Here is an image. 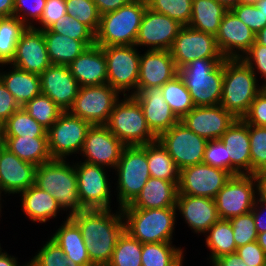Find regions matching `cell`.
<instances>
[{
    "label": "cell",
    "instance_id": "83f0119b",
    "mask_svg": "<svg viewBox=\"0 0 266 266\" xmlns=\"http://www.w3.org/2000/svg\"><path fill=\"white\" fill-rule=\"evenodd\" d=\"M68 67L80 87L107 83V62L100 46L88 47Z\"/></svg>",
    "mask_w": 266,
    "mask_h": 266
},
{
    "label": "cell",
    "instance_id": "d590c367",
    "mask_svg": "<svg viewBox=\"0 0 266 266\" xmlns=\"http://www.w3.org/2000/svg\"><path fill=\"white\" fill-rule=\"evenodd\" d=\"M147 161L151 177L179 183L180 171L158 140L147 143Z\"/></svg>",
    "mask_w": 266,
    "mask_h": 266
},
{
    "label": "cell",
    "instance_id": "bcb514c9",
    "mask_svg": "<svg viewBox=\"0 0 266 266\" xmlns=\"http://www.w3.org/2000/svg\"><path fill=\"white\" fill-rule=\"evenodd\" d=\"M251 174L266 172V127L249 125Z\"/></svg>",
    "mask_w": 266,
    "mask_h": 266
},
{
    "label": "cell",
    "instance_id": "b9f144b4",
    "mask_svg": "<svg viewBox=\"0 0 266 266\" xmlns=\"http://www.w3.org/2000/svg\"><path fill=\"white\" fill-rule=\"evenodd\" d=\"M141 255L142 243L124 231L107 266H142Z\"/></svg>",
    "mask_w": 266,
    "mask_h": 266
},
{
    "label": "cell",
    "instance_id": "9f6ffc18",
    "mask_svg": "<svg viewBox=\"0 0 266 266\" xmlns=\"http://www.w3.org/2000/svg\"><path fill=\"white\" fill-rule=\"evenodd\" d=\"M67 14L65 0H46L43 14L40 18L39 24L41 27L38 30H47L58 19Z\"/></svg>",
    "mask_w": 266,
    "mask_h": 266
},
{
    "label": "cell",
    "instance_id": "7c38bea8",
    "mask_svg": "<svg viewBox=\"0 0 266 266\" xmlns=\"http://www.w3.org/2000/svg\"><path fill=\"white\" fill-rule=\"evenodd\" d=\"M91 124L69 111H63L47 130L48 148L52 159L65 160L72 153L81 152Z\"/></svg>",
    "mask_w": 266,
    "mask_h": 266
},
{
    "label": "cell",
    "instance_id": "680465c9",
    "mask_svg": "<svg viewBox=\"0 0 266 266\" xmlns=\"http://www.w3.org/2000/svg\"><path fill=\"white\" fill-rule=\"evenodd\" d=\"M20 108L12 94L0 80V122L2 124Z\"/></svg>",
    "mask_w": 266,
    "mask_h": 266
},
{
    "label": "cell",
    "instance_id": "f907efd6",
    "mask_svg": "<svg viewBox=\"0 0 266 266\" xmlns=\"http://www.w3.org/2000/svg\"><path fill=\"white\" fill-rule=\"evenodd\" d=\"M45 3L46 0H14L13 16L19 18L27 27H34L32 22L34 19L36 22L40 21Z\"/></svg>",
    "mask_w": 266,
    "mask_h": 266
},
{
    "label": "cell",
    "instance_id": "ab89813d",
    "mask_svg": "<svg viewBox=\"0 0 266 266\" xmlns=\"http://www.w3.org/2000/svg\"><path fill=\"white\" fill-rule=\"evenodd\" d=\"M2 137H48L44 129L22 107L16 110L3 124Z\"/></svg>",
    "mask_w": 266,
    "mask_h": 266
},
{
    "label": "cell",
    "instance_id": "91938a15",
    "mask_svg": "<svg viewBox=\"0 0 266 266\" xmlns=\"http://www.w3.org/2000/svg\"><path fill=\"white\" fill-rule=\"evenodd\" d=\"M260 204V207L258 206ZM263 208V209H262ZM264 211V212H263ZM266 203L262 202L257 195V200L252 209L257 234L266 231Z\"/></svg>",
    "mask_w": 266,
    "mask_h": 266
},
{
    "label": "cell",
    "instance_id": "e575fe53",
    "mask_svg": "<svg viewBox=\"0 0 266 266\" xmlns=\"http://www.w3.org/2000/svg\"><path fill=\"white\" fill-rule=\"evenodd\" d=\"M228 9L216 0H192L189 27L216 36Z\"/></svg>",
    "mask_w": 266,
    "mask_h": 266
},
{
    "label": "cell",
    "instance_id": "9c48e42d",
    "mask_svg": "<svg viewBox=\"0 0 266 266\" xmlns=\"http://www.w3.org/2000/svg\"><path fill=\"white\" fill-rule=\"evenodd\" d=\"M257 192L256 174L232 176L214 197L220 219L229 220L251 212L257 200L255 195Z\"/></svg>",
    "mask_w": 266,
    "mask_h": 266
},
{
    "label": "cell",
    "instance_id": "484cf974",
    "mask_svg": "<svg viewBox=\"0 0 266 266\" xmlns=\"http://www.w3.org/2000/svg\"><path fill=\"white\" fill-rule=\"evenodd\" d=\"M220 139L230 158V174H251L249 125L243 119H236Z\"/></svg>",
    "mask_w": 266,
    "mask_h": 266
},
{
    "label": "cell",
    "instance_id": "8d00e7d4",
    "mask_svg": "<svg viewBox=\"0 0 266 266\" xmlns=\"http://www.w3.org/2000/svg\"><path fill=\"white\" fill-rule=\"evenodd\" d=\"M183 249L172 242L142 244V266H183Z\"/></svg>",
    "mask_w": 266,
    "mask_h": 266
},
{
    "label": "cell",
    "instance_id": "f35d334b",
    "mask_svg": "<svg viewBox=\"0 0 266 266\" xmlns=\"http://www.w3.org/2000/svg\"><path fill=\"white\" fill-rule=\"evenodd\" d=\"M26 29L27 26L15 16L0 18V67L11 63L17 43Z\"/></svg>",
    "mask_w": 266,
    "mask_h": 266
},
{
    "label": "cell",
    "instance_id": "836d02e7",
    "mask_svg": "<svg viewBox=\"0 0 266 266\" xmlns=\"http://www.w3.org/2000/svg\"><path fill=\"white\" fill-rule=\"evenodd\" d=\"M2 145L21 160L36 166L52 160L48 137H2Z\"/></svg>",
    "mask_w": 266,
    "mask_h": 266
},
{
    "label": "cell",
    "instance_id": "89a4df30",
    "mask_svg": "<svg viewBox=\"0 0 266 266\" xmlns=\"http://www.w3.org/2000/svg\"><path fill=\"white\" fill-rule=\"evenodd\" d=\"M257 243L264 250L266 254V231L262 233H258Z\"/></svg>",
    "mask_w": 266,
    "mask_h": 266
},
{
    "label": "cell",
    "instance_id": "753ad0ef",
    "mask_svg": "<svg viewBox=\"0 0 266 266\" xmlns=\"http://www.w3.org/2000/svg\"><path fill=\"white\" fill-rule=\"evenodd\" d=\"M3 124L0 122V138H2Z\"/></svg>",
    "mask_w": 266,
    "mask_h": 266
},
{
    "label": "cell",
    "instance_id": "e0dca14e",
    "mask_svg": "<svg viewBox=\"0 0 266 266\" xmlns=\"http://www.w3.org/2000/svg\"><path fill=\"white\" fill-rule=\"evenodd\" d=\"M182 26L178 21L147 7L135 46H149L148 50H170Z\"/></svg>",
    "mask_w": 266,
    "mask_h": 266
},
{
    "label": "cell",
    "instance_id": "603a6c76",
    "mask_svg": "<svg viewBox=\"0 0 266 266\" xmlns=\"http://www.w3.org/2000/svg\"><path fill=\"white\" fill-rule=\"evenodd\" d=\"M178 75L170 50H146L140 55L137 91L162 87Z\"/></svg>",
    "mask_w": 266,
    "mask_h": 266
},
{
    "label": "cell",
    "instance_id": "5b68a950",
    "mask_svg": "<svg viewBox=\"0 0 266 266\" xmlns=\"http://www.w3.org/2000/svg\"><path fill=\"white\" fill-rule=\"evenodd\" d=\"M146 8L147 3L144 0H132L118 10L101 15L100 25L95 34V45H135Z\"/></svg>",
    "mask_w": 266,
    "mask_h": 266
},
{
    "label": "cell",
    "instance_id": "003e7915",
    "mask_svg": "<svg viewBox=\"0 0 266 266\" xmlns=\"http://www.w3.org/2000/svg\"><path fill=\"white\" fill-rule=\"evenodd\" d=\"M255 41L266 47V26L255 34Z\"/></svg>",
    "mask_w": 266,
    "mask_h": 266
},
{
    "label": "cell",
    "instance_id": "2e32d148",
    "mask_svg": "<svg viewBox=\"0 0 266 266\" xmlns=\"http://www.w3.org/2000/svg\"><path fill=\"white\" fill-rule=\"evenodd\" d=\"M232 175L220 168L204 163L180 170L178 195H191L214 199Z\"/></svg>",
    "mask_w": 266,
    "mask_h": 266
},
{
    "label": "cell",
    "instance_id": "d4e9b609",
    "mask_svg": "<svg viewBox=\"0 0 266 266\" xmlns=\"http://www.w3.org/2000/svg\"><path fill=\"white\" fill-rule=\"evenodd\" d=\"M36 168V165L21 160L2 145L0 147L1 193L19 194L34 185Z\"/></svg>",
    "mask_w": 266,
    "mask_h": 266
},
{
    "label": "cell",
    "instance_id": "44dd1931",
    "mask_svg": "<svg viewBox=\"0 0 266 266\" xmlns=\"http://www.w3.org/2000/svg\"><path fill=\"white\" fill-rule=\"evenodd\" d=\"M9 65L39 75L52 65L42 30L35 26L27 27L17 43L15 56Z\"/></svg>",
    "mask_w": 266,
    "mask_h": 266
},
{
    "label": "cell",
    "instance_id": "f546056e",
    "mask_svg": "<svg viewBox=\"0 0 266 266\" xmlns=\"http://www.w3.org/2000/svg\"><path fill=\"white\" fill-rule=\"evenodd\" d=\"M62 224L50 238L60 246L65 256L77 265L94 266L78 225L68 216Z\"/></svg>",
    "mask_w": 266,
    "mask_h": 266
},
{
    "label": "cell",
    "instance_id": "6125c7cd",
    "mask_svg": "<svg viewBox=\"0 0 266 266\" xmlns=\"http://www.w3.org/2000/svg\"><path fill=\"white\" fill-rule=\"evenodd\" d=\"M212 266H247L236 253L221 256L212 262Z\"/></svg>",
    "mask_w": 266,
    "mask_h": 266
},
{
    "label": "cell",
    "instance_id": "c3c4849f",
    "mask_svg": "<svg viewBox=\"0 0 266 266\" xmlns=\"http://www.w3.org/2000/svg\"><path fill=\"white\" fill-rule=\"evenodd\" d=\"M29 263L31 266H80L67 258L60 246L51 238Z\"/></svg>",
    "mask_w": 266,
    "mask_h": 266
},
{
    "label": "cell",
    "instance_id": "7bdbcfd3",
    "mask_svg": "<svg viewBox=\"0 0 266 266\" xmlns=\"http://www.w3.org/2000/svg\"><path fill=\"white\" fill-rule=\"evenodd\" d=\"M44 129L48 130L63 112L48 96L40 94L22 107Z\"/></svg>",
    "mask_w": 266,
    "mask_h": 266
},
{
    "label": "cell",
    "instance_id": "816d5d0a",
    "mask_svg": "<svg viewBox=\"0 0 266 266\" xmlns=\"http://www.w3.org/2000/svg\"><path fill=\"white\" fill-rule=\"evenodd\" d=\"M231 11L255 34L266 26V17L257 5L240 3L234 6Z\"/></svg>",
    "mask_w": 266,
    "mask_h": 266
},
{
    "label": "cell",
    "instance_id": "277c9868",
    "mask_svg": "<svg viewBox=\"0 0 266 266\" xmlns=\"http://www.w3.org/2000/svg\"><path fill=\"white\" fill-rule=\"evenodd\" d=\"M242 59L224 60V79L220 105L237 119L248 112L255 97L265 88Z\"/></svg>",
    "mask_w": 266,
    "mask_h": 266
},
{
    "label": "cell",
    "instance_id": "60d3db41",
    "mask_svg": "<svg viewBox=\"0 0 266 266\" xmlns=\"http://www.w3.org/2000/svg\"><path fill=\"white\" fill-rule=\"evenodd\" d=\"M161 90L165 101L179 120L195 107L190 93L179 75L164 84Z\"/></svg>",
    "mask_w": 266,
    "mask_h": 266
},
{
    "label": "cell",
    "instance_id": "94428289",
    "mask_svg": "<svg viewBox=\"0 0 266 266\" xmlns=\"http://www.w3.org/2000/svg\"><path fill=\"white\" fill-rule=\"evenodd\" d=\"M100 15L118 10L132 0H93Z\"/></svg>",
    "mask_w": 266,
    "mask_h": 266
},
{
    "label": "cell",
    "instance_id": "4dcf8cb0",
    "mask_svg": "<svg viewBox=\"0 0 266 266\" xmlns=\"http://www.w3.org/2000/svg\"><path fill=\"white\" fill-rule=\"evenodd\" d=\"M9 72L0 71V80L12 94L20 107L41 94L39 74L21 70L11 66Z\"/></svg>",
    "mask_w": 266,
    "mask_h": 266
},
{
    "label": "cell",
    "instance_id": "d6a6232c",
    "mask_svg": "<svg viewBox=\"0 0 266 266\" xmlns=\"http://www.w3.org/2000/svg\"><path fill=\"white\" fill-rule=\"evenodd\" d=\"M21 195L23 212L33 222L46 223L48 219L55 218L61 209L54 197L36 185L22 191Z\"/></svg>",
    "mask_w": 266,
    "mask_h": 266
},
{
    "label": "cell",
    "instance_id": "30bf717a",
    "mask_svg": "<svg viewBox=\"0 0 266 266\" xmlns=\"http://www.w3.org/2000/svg\"><path fill=\"white\" fill-rule=\"evenodd\" d=\"M107 62V84L119 93L137 92L140 54L135 45L102 47Z\"/></svg>",
    "mask_w": 266,
    "mask_h": 266
},
{
    "label": "cell",
    "instance_id": "ffe728a7",
    "mask_svg": "<svg viewBox=\"0 0 266 266\" xmlns=\"http://www.w3.org/2000/svg\"><path fill=\"white\" fill-rule=\"evenodd\" d=\"M215 38L225 59H241L255 42V33L228 10L222 18Z\"/></svg>",
    "mask_w": 266,
    "mask_h": 266
},
{
    "label": "cell",
    "instance_id": "03108f58",
    "mask_svg": "<svg viewBox=\"0 0 266 266\" xmlns=\"http://www.w3.org/2000/svg\"><path fill=\"white\" fill-rule=\"evenodd\" d=\"M0 266H25V264L18 265L17 258L11 255L9 256L7 252H2L0 245Z\"/></svg>",
    "mask_w": 266,
    "mask_h": 266
},
{
    "label": "cell",
    "instance_id": "9a60e30c",
    "mask_svg": "<svg viewBox=\"0 0 266 266\" xmlns=\"http://www.w3.org/2000/svg\"><path fill=\"white\" fill-rule=\"evenodd\" d=\"M77 187L84 209H110V182L103 166L75 163Z\"/></svg>",
    "mask_w": 266,
    "mask_h": 266
},
{
    "label": "cell",
    "instance_id": "6f0895ef",
    "mask_svg": "<svg viewBox=\"0 0 266 266\" xmlns=\"http://www.w3.org/2000/svg\"><path fill=\"white\" fill-rule=\"evenodd\" d=\"M236 254L247 266H266V254L257 241L238 247Z\"/></svg>",
    "mask_w": 266,
    "mask_h": 266
},
{
    "label": "cell",
    "instance_id": "681fc988",
    "mask_svg": "<svg viewBox=\"0 0 266 266\" xmlns=\"http://www.w3.org/2000/svg\"><path fill=\"white\" fill-rule=\"evenodd\" d=\"M236 248L257 241V229L253 213L249 212L229 219Z\"/></svg>",
    "mask_w": 266,
    "mask_h": 266
},
{
    "label": "cell",
    "instance_id": "8c879c8a",
    "mask_svg": "<svg viewBox=\"0 0 266 266\" xmlns=\"http://www.w3.org/2000/svg\"><path fill=\"white\" fill-rule=\"evenodd\" d=\"M260 0H240L242 4L257 5Z\"/></svg>",
    "mask_w": 266,
    "mask_h": 266
},
{
    "label": "cell",
    "instance_id": "34e18365",
    "mask_svg": "<svg viewBox=\"0 0 266 266\" xmlns=\"http://www.w3.org/2000/svg\"><path fill=\"white\" fill-rule=\"evenodd\" d=\"M2 146V138H0V147Z\"/></svg>",
    "mask_w": 266,
    "mask_h": 266
},
{
    "label": "cell",
    "instance_id": "52a82bcc",
    "mask_svg": "<svg viewBox=\"0 0 266 266\" xmlns=\"http://www.w3.org/2000/svg\"><path fill=\"white\" fill-rule=\"evenodd\" d=\"M105 126L125 146L145 145L157 140L147 126L141 105L129 94L115 104Z\"/></svg>",
    "mask_w": 266,
    "mask_h": 266
},
{
    "label": "cell",
    "instance_id": "2644e50d",
    "mask_svg": "<svg viewBox=\"0 0 266 266\" xmlns=\"http://www.w3.org/2000/svg\"><path fill=\"white\" fill-rule=\"evenodd\" d=\"M257 7L262 11L264 17H266V0H260Z\"/></svg>",
    "mask_w": 266,
    "mask_h": 266
},
{
    "label": "cell",
    "instance_id": "db71d44e",
    "mask_svg": "<svg viewBox=\"0 0 266 266\" xmlns=\"http://www.w3.org/2000/svg\"><path fill=\"white\" fill-rule=\"evenodd\" d=\"M257 76L256 71L264 77V87H266V47L256 41L252 44L249 51L241 58Z\"/></svg>",
    "mask_w": 266,
    "mask_h": 266
},
{
    "label": "cell",
    "instance_id": "cb8c5ba5",
    "mask_svg": "<svg viewBox=\"0 0 266 266\" xmlns=\"http://www.w3.org/2000/svg\"><path fill=\"white\" fill-rule=\"evenodd\" d=\"M132 96L141 105L147 126L156 137L180 121L165 101L161 87L146 88Z\"/></svg>",
    "mask_w": 266,
    "mask_h": 266
},
{
    "label": "cell",
    "instance_id": "a7ac6f4b",
    "mask_svg": "<svg viewBox=\"0 0 266 266\" xmlns=\"http://www.w3.org/2000/svg\"><path fill=\"white\" fill-rule=\"evenodd\" d=\"M223 5L226 9L231 10L234 6L240 4V0H216Z\"/></svg>",
    "mask_w": 266,
    "mask_h": 266
},
{
    "label": "cell",
    "instance_id": "74e56055",
    "mask_svg": "<svg viewBox=\"0 0 266 266\" xmlns=\"http://www.w3.org/2000/svg\"><path fill=\"white\" fill-rule=\"evenodd\" d=\"M206 235V245L211 250L210 262L221 256L236 253L233 229L229 220L219 219L209 228Z\"/></svg>",
    "mask_w": 266,
    "mask_h": 266
},
{
    "label": "cell",
    "instance_id": "f6af8a7d",
    "mask_svg": "<svg viewBox=\"0 0 266 266\" xmlns=\"http://www.w3.org/2000/svg\"><path fill=\"white\" fill-rule=\"evenodd\" d=\"M67 15L86 25L94 34L97 33L101 15L93 0H65Z\"/></svg>",
    "mask_w": 266,
    "mask_h": 266
},
{
    "label": "cell",
    "instance_id": "8fae6325",
    "mask_svg": "<svg viewBox=\"0 0 266 266\" xmlns=\"http://www.w3.org/2000/svg\"><path fill=\"white\" fill-rule=\"evenodd\" d=\"M119 92L109 84L81 86L72 107L68 110L92 126L105 125L119 101Z\"/></svg>",
    "mask_w": 266,
    "mask_h": 266
},
{
    "label": "cell",
    "instance_id": "f5cc1de1",
    "mask_svg": "<svg viewBox=\"0 0 266 266\" xmlns=\"http://www.w3.org/2000/svg\"><path fill=\"white\" fill-rule=\"evenodd\" d=\"M202 163L223 169L230 173V158L221 139L208 140Z\"/></svg>",
    "mask_w": 266,
    "mask_h": 266
},
{
    "label": "cell",
    "instance_id": "4fadbf2b",
    "mask_svg": "<svg viewBox=\"0 0 266 266\" xmlns=\"http://www.w3.org/2000/svg\"><path fill=\"white\" fill-rule=\"evenodd\" d=\"M157 140L173 158L179 171L202 163L208 142L207 139L198 136L180 121L168 131L160 134Z\"/></svg>",
    "mask_w": 266,
    "mask_h": 266
},
{
    "label": "cell",
    "instance_id": "be15d7a7",
    "mask_svg": "<svg viewBox=\"0 0 266 266\" xmlns=\"http://www.w3.org/2000/svg\"><path fill=\"white\" fill-rule=\"evenodd\" d=\"M14 0H0V18L13 16Z\"/></svg>",
    "mask_w": 266,
    "mask_h": 266
},
{
    "label": "cell",
    "instance_id": "ac0fdd59",
    "mask_svg": "<svg viewBox=\"0 0 266 266\" xmlns=\"http://www.w3.org/2000/svg\"><path fill=\"white\" fill-rule=\"evenodd\" d=\"M125 145L105 125L91 126L81 150L84 162L115 169Z\"/></svg>",
    "mask_w": 266,
    "mask_h": 266
},
{
    "label": "cell",
    "instance_id": "2a66077c",
    "mask_svg": "<svg viewBox=\"0 0 266 266\" xmlns=\"http://www.w3.org/2000/svg\"><path fill=\"white\" fill-rule=\"evenodd\" d=\"M1 197V196H0ZM0 201H1V198H0ZM0 213H1V202H0ZM1 215V214H0Z\"/></svg>",
    "mask_w": 266,
    "mask_h": 266
},
{
    "label": "cell",
    "instance_id": "1f68e13d",
    "mask_svg": "<svg viewBox=\"0 0 266 266\" xmlns=\"http://www.w3.org/2000/svg\"><path fill=\"white\" fill-rule=\"evenodd\" d=\"M43 36L52 65L68 66L95 42H81L68 36L44 30Z\"/></svg>",
    "mask_w": 266,
    "mask_h": 266
},
{
    "label": "cell",
    "instance_id": "f1b7e54d",
    "mask_svg": "<svg viewBox=\"0 0 266 266\" xmlns=\"http://www.w3.org/2000/svg\"><path fill=\"white\" fill-rule=\"evenodd\" d=\"M178 184L155 177H150L140 194L123 208L161 209L175 207L178 195Z\"/></svg>",
    "mask_w": 266,
    "mask_h": 266
},
{
    "label": "cell",
    "instance_id": "7402d4cb",
    "mask_svg": "<svg viewBox=\"0 0 266 266\" xmlns=\"http://www.w3.org/2000/svg\"><path fill=\"white\" fill-rule=\"evenodd\" d=\"M39 76L41 94L48 96L62 111H68L80 88L69 67L50 65Z\"/></svg>",
    "mask_w": 266,
    "mask_h": 266
},
{
    "label": "cell",
    "instance_id": "7dc6e473",
    "mask_svg": "<svg viewBox=\"0 0 266 266\" xmlns=\"http://www.w3.org/2000/svg\"><path fill=\"white\" fill-rule=\"evenodd\" d=\"M47 30L81 42H95V34L86 25L67 14L58 19Z\"/></svg>",
    "mask_w": 266,
    "mask_h": 266
},
{
    "label": "cell",
    "instance_id": "ee69618b",
    "mask_svg": "<svg viewBox=\"0 0 266 266\" xmlns=\"http://www.w3.org/2000/svg\"><path fill=\"white\" fill-rule=\"evenodd\" d=\"M147 7L178 21L183 26L190 22L192 0H149Z\"/></svg>",
    "mask_w": 266,
    "mask_h": 266
},
{
    "label": "cell",
    "instance_id": "6da1fadb",
    "mask_svg": "<svg viewBox=\"0 0 266 266\" xmlns=\"http://www.w3.org/2000/svg\"><path fill=\"white\" fill-rule=\"evenodd\" d=\"M118 208L116 214L112 209H85L70 216L81 231L94 266L110 263L118 238L125 231L123 213Z\"/></svg>",
    "mask_w": 266,
    "mask_h": 266
},
{
    "label": "cell",
    "instance_id": "d6986e66",
    "mask_svg": "<svg viewBox=\"0 0 266 266\" xmlns=\"http://www.w3.org/2000/svg\"><path fill=\"white\" fill-rule=\"evenodd\" d=\"M237 118L220 104L195 106L180 122L207 140L220 139Z\"/></svg>",
    "mask_w": 266,
    "mask_h": 266
},
{
    "label": "cell",
    "instance_id": "7a4b0ae2",
    "mask_svg": "<svg viewBox=\"0 0 266 266\" xmlns=\"http://www.w3.org/2000/svg\"><path fill=\"white\" fill-rule=\"evenodd\" d=\"M225 58L195 59L178 69L194 106L219 105L222 97Z\"/></svg>",
    "mask_w": 266,
    "mask_h": 266
},
{
    "label": "cell",
    "instance_id": "11a10c76",
    "mask_svg": "<svg viewBox=\"0 0 266 266\" xmlns=\"http://www.w3.org/2000/svg\"><path fill=\"white\" fill-rule=\"evenodd\" d=\"M242 119L248 125L266 127V87L255 97Z\"/></svg>",
    "mask_w": 266,
    "mask_h": 266
},
{
    "label": "cell",
    "instance_id": "e7e4bbea",
    "mask_svg": "<svg viewBox=\"0 0 266 266\" xmlns=\"http://www.w3.org/2000/svg\"><path fill=\"white\" fill-rule=\"evenodd\" d=\"M259 199L266 203V172L257 175Z\"/></svg>",
    "mask_w": 266,
    "mask_h": 266
},
{
    "label": "cell",
    "instance_id": "3957f363",
    "mask_svg": "<svg viewBox=\"0 0 266 266\" xmlns=\"http://www.w3.org/2000/svg\"><path fill=\"white\" fill-rule=\"evenodd\" d=\"M57 201L61 210H70L68 217L85 210L77 187L75 165L63 159H52L36 168L35 183Z\"/></svg>",
    "mask_w": 266,
    "mask_h": 266
},
{
    "label": "cell",
    "instance_id": "8992f818",
    "mask_svg": "<svg viewBox=\"0 0 266 266\" xmlns=\"http://www.w3.org/2000/svg\"><path fill=\"white\" fill-rule=\"evenodd\" d=\"M125 231L142 244L172 242L176 207L161 209L121 208Z\"/></svg>",
    "mask_w": 266,
    "mask_h": 266
},
{
    "label": "cell",
    "instance_id": "4316f807",
    "mask_svg": "<svg viewBox=\"0 0 266 266\" xmlns=\"http://www.w3.org/2000/svg\"><path fill=\"white\" fill-rule=\"evenodd\" d=\"M175 207L188 226L196 233L205 234L220 219L212 198L177 195Z\"/></svg>",
    "mask_w": 266,
    "mask_h": 266
},
{
    "label": "cell",
    "instance_id": "ba28073f",
    "mask_svg": "<svg viewBox=\"0 0 266 266\" xmlns=\"http://www.w3.org/2000/svg\"><path fill=\"white\" fill-rule=\"evenodd\" d=\"M117 170V201L120 208L130 205L140 194L143 186L151 177L147 161V144L125 146Z\"/></svg>",
    "mask_w": 266,
    "mask_h": 266
},
{
    "label": "cell",
    "instance_id": "11e5206c",
    "mask_svg": "<svg viewBox=\"0 0 266 266\" xmlns=\"http://www.w3.org/2000/svg\"><path fill=\"white\" fill-rule=\"evenodd\" d=\"M25 266H31V265H30V263H29V262H27V263L25 264Z\"/></svg>",
    "mask_w": 266,
    "mask_h": 266
},
{
    "label": "cell",
    "instance_id": "5bb4252c",
    "mask_svg": "<svg viewBox=\"0 0 266 266\" xmlns=\"http://www.w3.org/2000/svg\"><path fill=\"white\" fill-rule=\"evenodd\" d=\"M177 69L195 59L224 58L214 35L182 26L170 49Z\"/></svg>",
    "mask_w": 266,
    "mask_h": 266
}]
</instances>
